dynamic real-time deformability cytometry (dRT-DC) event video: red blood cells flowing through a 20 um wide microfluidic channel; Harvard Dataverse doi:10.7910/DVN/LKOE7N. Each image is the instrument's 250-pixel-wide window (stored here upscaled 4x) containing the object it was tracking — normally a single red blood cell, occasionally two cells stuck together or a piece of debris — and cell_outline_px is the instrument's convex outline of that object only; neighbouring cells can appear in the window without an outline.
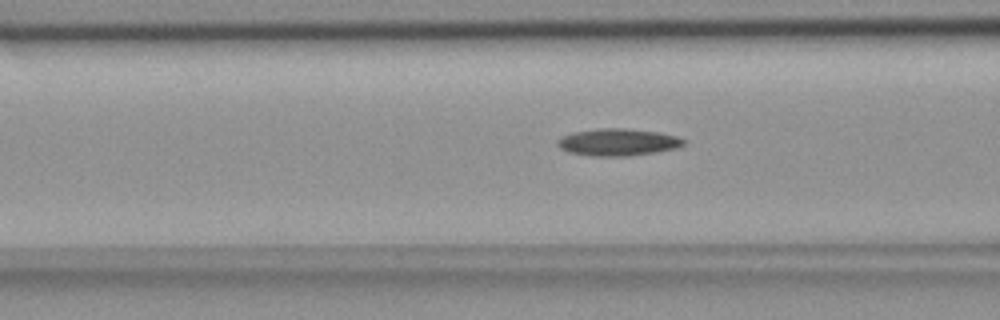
{"species": "common noctule bat (a hibernating species)", "species_latin": "Nyctalus noctula", "temperature_condition": "room temperature", "stored_images_in_passage": 43, "camera_frame_rate_fps": 3000, "um_per_image_px": 0.085, "animal": {"sex": "female", "body_mass_g": 18.4}, "frame": {"image": 1, "passage_image": 16, "time_ms": 5.0, "image_size_px": [1000, 320], "cell_outline_px": [[684, 144], [676, 148], [656, 152], [624, 156], [592, 156], [568, 152], [560, 148], [556, 144], [564, 136], [572, 132], [600, 128], [624, 128], [660, 132], [676, 136], [684, 140]], "centroid_in_image_um": [52.52, 12.08], "position_along_channel_um": 114.1, "area_um2": 19.77}}
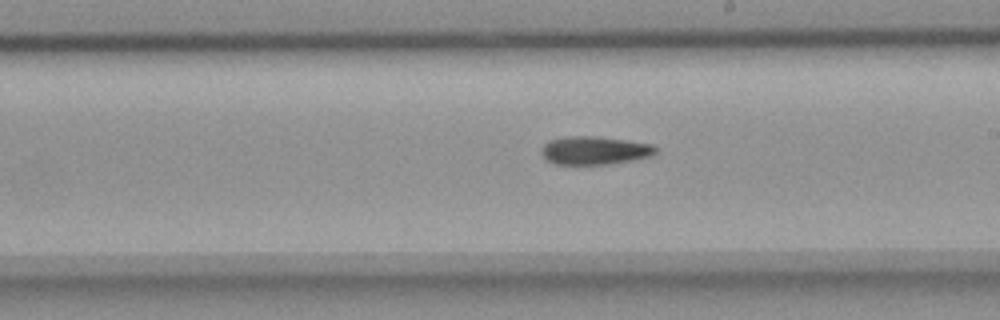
{"frame": {"image": 2, "passage_image": 26, "time_ms": 8.333, "image_size_px": [1000, 320], "cell_outline_px": [[656, 152], [652, 156], [632, 160], [608, 164], [556, 164], [548, 160], [540, 152], [544, 144], [548, 140], [564, 136], [592, 136], [624, 140], [652, 144], [656, 148]], "centroid_in_image_um": [50.52, 12.78], "position_along_channel_um": 238.5, "area_um2": 18.67}}
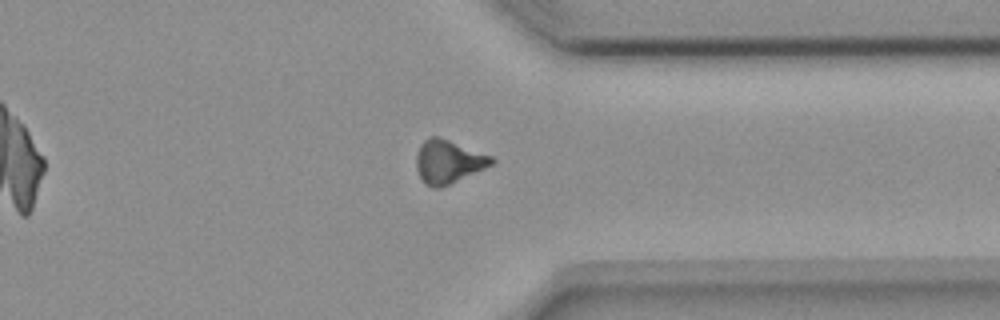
{"frame": {"image": 3, "passage_image": 37, "time_ms": 12.0, "image_size_px": [1000, 320], "cell_outline_px": [[496, 160], [492, 164], [484, 168], [440, 188], [432, 188], [424, 184], [416, 168], [416, 156], [420, 144], [424, 140], [432, 136], [436, 136], [448, 140], [492, 156]], "centroid_in_image_um": [38.07, 13.75], "position_along_channel_um": 373.3, "area_um2": 18.73}}